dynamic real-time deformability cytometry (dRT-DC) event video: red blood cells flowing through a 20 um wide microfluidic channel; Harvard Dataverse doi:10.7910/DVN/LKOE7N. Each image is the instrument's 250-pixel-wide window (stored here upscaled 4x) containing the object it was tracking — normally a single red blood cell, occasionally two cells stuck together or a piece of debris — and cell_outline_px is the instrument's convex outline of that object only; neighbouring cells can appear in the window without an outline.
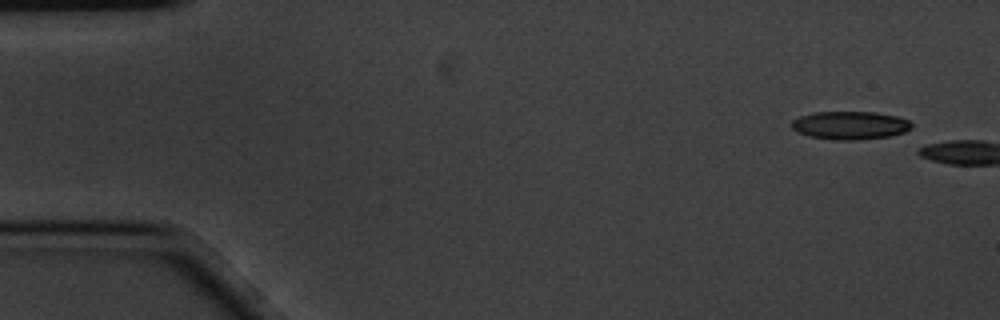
{"species": "common noctule bat (a hibernating species)", "species_latin": "Nyctalus noctula", "temperature_condition": "cold", "stored_images_in_passage": 3, "camera_frame_rate_fps": 3000, "um_per_image_px": 0.085, "animal": {"sex": "male", "body_mass_g": 20.1, "forearm_length_mm": 53.5}, "frame": {"image": 1, "passage_image": 1, "time_ms": 0.0, "image_size_px": [1000, 320], "cell_outline_px": [[912, 128], [904, 132], [888, 136], [860, 140], [832, 140], [808, 136], [792, 128], [792, 120], [800, 116], [812, 112], [872, 112], [896, 116], [908, 120], [912, 124]], "centroid_in_image_um": [72.25, 10.66], "position_along_channel_um": 12.8, "area_um2": 19.65}}